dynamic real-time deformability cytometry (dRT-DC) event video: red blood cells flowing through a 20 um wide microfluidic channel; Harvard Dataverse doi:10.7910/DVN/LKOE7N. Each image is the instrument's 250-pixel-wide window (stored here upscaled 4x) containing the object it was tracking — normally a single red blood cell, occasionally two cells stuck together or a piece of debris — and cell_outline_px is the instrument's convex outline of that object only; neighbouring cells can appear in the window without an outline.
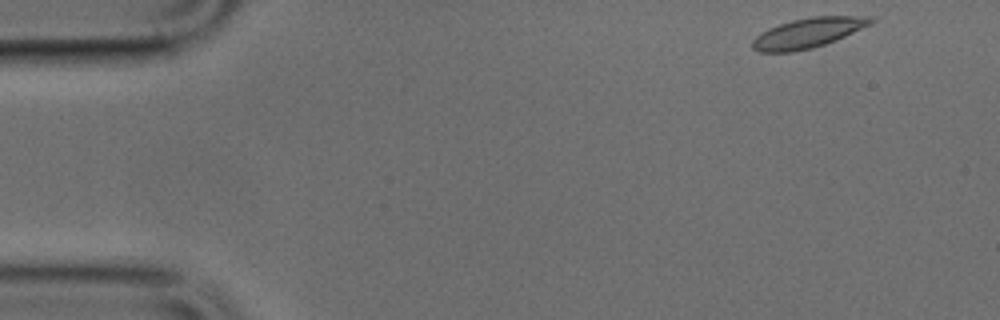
{"species": "common noctule bat (a hibernating species)", "species_latin": "Nyctalus noctula", "temperature_condition": "cold", "stored_images_in_passage": 47, "camera_frame_rate_fps": 3000, "um_per_image_px": 0.085, "animal": {"sex": "male", "body_mass_g": 17.9, "forearm_length_mm": 54.2}, "frame": {"image": 1, "passage_image": 1, "time_ms": 0.0, "image_size_px": [1000, 320], "cell_outline_px": [[876, 20], [872, 24], [836, 40], [812, 48], [792, 52], [760, 52], [752, 48], [752, 40], [756, 36], [768, 28], [792, 20], [812, 16], [872, 16]], "centroid_in_image_um": [68.7, 2.79], "position_along_channel_um": 16.3, "area_um2": 20.63}}
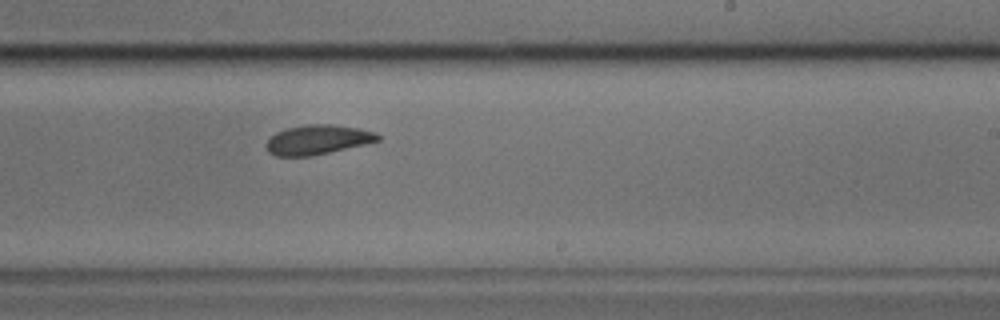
{"frame": {"image": 2, "passage_image": 27, "time_ms": 8.667, "image_size_px": [1000, 320], "cell_outline_px": [[380, 140], [368, 144], [308, 156], [276, 156], [268, 152], [264, 144], [276, 132], [288, 128], [308, 124], [332, 124], [360, 128], [376, 132], [380, 136]], "centroid_in_image_um": [27.02, 11.87], "position_along_channel_um": 262.0, "area_um2": 19.25}}
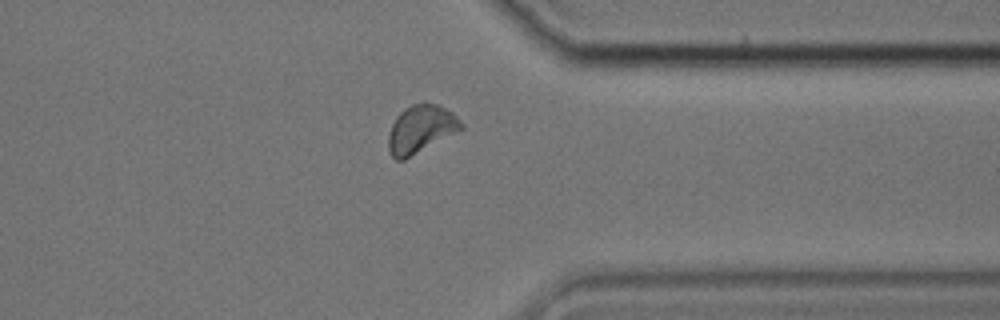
{"frame": {"image": 3, "passage_image": 36, "time_ms": 11.667, "image_size_px": [1000, 320], "cell_outline_px": [[464, 128], [404, 160], [396, 160], [388, 152], [388, 132], [396, 116], [404, 108], [412, 104], [424, 100], [440, 104], [452, 112], [464, 124]], "centroid_in_image_um": [35.76, 10.93], "position_along_channel_um": 375.6, "area_um2": 20.69}}